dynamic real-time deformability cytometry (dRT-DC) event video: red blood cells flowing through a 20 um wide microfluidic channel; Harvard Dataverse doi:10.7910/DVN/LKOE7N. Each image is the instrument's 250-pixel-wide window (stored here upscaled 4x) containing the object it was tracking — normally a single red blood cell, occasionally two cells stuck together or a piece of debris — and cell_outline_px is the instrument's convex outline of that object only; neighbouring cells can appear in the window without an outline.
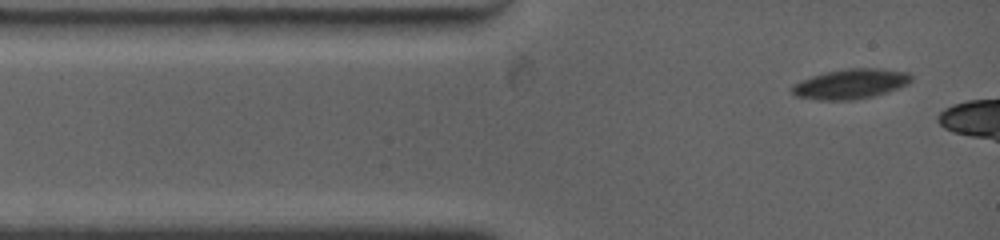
{"species": "common noctule bat (a hibernating species)", "species_latin": "Nyctalus noctula", "temperature_condition": "warm", "stored_images_in_passage": 8, "camera_frame_rate_fps": 4500, "um_per_image_px": 0.085, "animal": {"sex": "female", "body_mass_g": 19.0, "forearm_length_mm": 53.3}, "frame": {"image": 1, "passage_image": 1, "time_ms": 0.0, "image_size_px": [1000, 240], "cell_outline_px": [[912, 80], [908, 84], [888, 92], [872, 96], [852, 100], [820, 100], [796, 96], [792, 92], [792, 88], [800, 80], [812, 76], [828, 72], [848, 68], [876, 68], [908, 72], [912, 76]], "centroid_in_image_um": [72.34, 7.13], "position_along_channel_um": 12.7, "area_um2": 20.58}}